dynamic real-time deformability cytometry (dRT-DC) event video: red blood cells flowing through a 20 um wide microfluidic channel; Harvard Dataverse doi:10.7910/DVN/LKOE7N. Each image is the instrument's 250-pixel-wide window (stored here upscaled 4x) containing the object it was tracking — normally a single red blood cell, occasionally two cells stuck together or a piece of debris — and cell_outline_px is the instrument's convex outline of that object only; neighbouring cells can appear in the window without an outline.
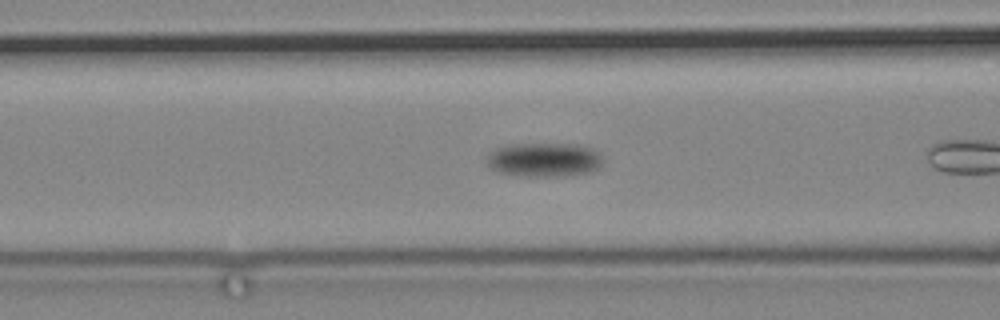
{"species": "common noctule bat (a hibernating species)", "species_latin": "Nyctalus noctula", "temperature_condition": "cold", "stored_images_in_passage": 5, "camera_frame_rate_fps": 3000, "um_per_image_px": 0.085, "animal": {"sex": "male", "body_mass_g": 19.2, "forearm_length_mm": 51.8}, "frame": {"image": 1, "passage_image": 3, "time_ms": 0.667, "image_size_px": [1000, 320], "cell_outline_px": [[604, 164], [600, 168], [592, 172], [560, 176], [520, 176], [496, 172], [488, 168], [484, 160], [496, 148], [508, 144], [580, 144], [596, 148], [600, 152], [604, 160]], "centroid_in_image_um": [46.29, 13.58], "position_along_channel_um": 120.3, "area_um2": 23.81}}